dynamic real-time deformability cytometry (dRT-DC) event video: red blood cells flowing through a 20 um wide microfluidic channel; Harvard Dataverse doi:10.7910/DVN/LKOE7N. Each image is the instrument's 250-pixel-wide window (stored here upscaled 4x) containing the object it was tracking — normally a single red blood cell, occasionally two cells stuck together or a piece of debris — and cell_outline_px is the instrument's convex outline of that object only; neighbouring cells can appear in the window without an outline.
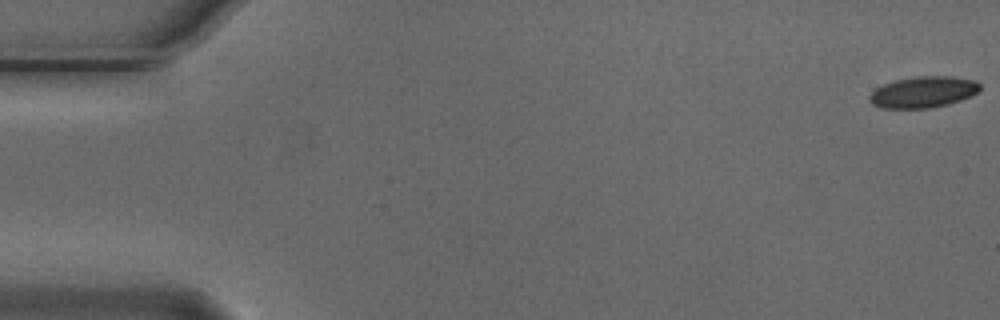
{"species": "Egyptian fruit bat (a non-hibernating species)", "species_latin": "Rousettus aegyptiacus", "temperature_condition": "cold", "stored_images_in_passage": 7, "camera_frame_rate_fps": 3000, "um_per_image_px": 0.085, "animal": {"sex": "male"}, "frame": {"image": 1, "passage_image": 1, "time_ms": 0.0, "image_size_px": [1000, 320], "cell_outline_px": [[980, 88], [976, 92], [960, 100], [948, 104], [928, 108], [880, 108], [872, 104], [868, 100], [868, 96], [876, 88], [884, 84], [896, 80], [916, 76], [952, 76], [976, 80], [980, 84]], "centroid_in_image_um": [78.44, 7.82], "position_along_channel_um": 6.6, "area_um2": 20.06}}
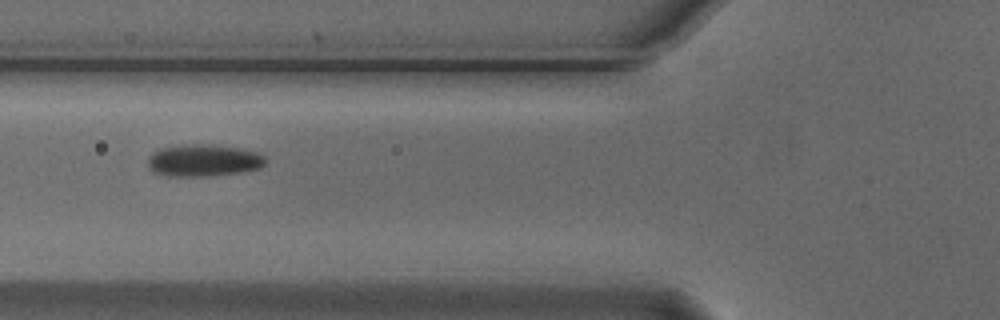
{"frame": {"image": 2, "passage_image": 6, "time_ms": 1.667, "image_size_px": [1000, 320], "cell_outline_px": [[268, 160], [260, 168], [244, 172], [212, 176], [168, 176], [152, 172], [148, 168], [148, 156], [152, 152], [164, 148], [184, 144], [208, 144], [240, 148], [256, 152], [264, 156]], "centroid_in_image_um": [17.3, 13.64], "position_along_channel_um": 108.5, "area_um2": 22.25}}
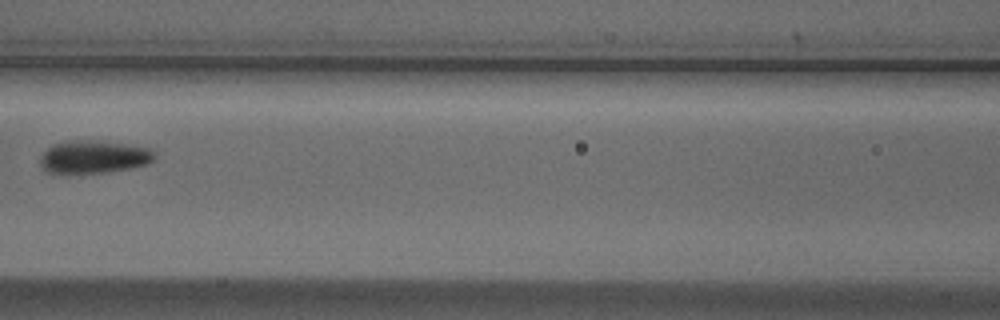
{"frame": {"image": 3, "passage_image": 7, "time_ms": 2.0, "image_size_px": [1000, 320], "cell_outline_px": [[156, 160], [148, 164], [132, 168], [104, 172], [60, 176], [44, 172], [40, 168], [40, 156], [52, 144], [68, 140], [84, 140], [124, 144], [152, 148], [156, 152]], "centroid_in_image_um": [7.92, 13.38], "position_along_channel_um": 158.7, "area_um2": 22.77}}